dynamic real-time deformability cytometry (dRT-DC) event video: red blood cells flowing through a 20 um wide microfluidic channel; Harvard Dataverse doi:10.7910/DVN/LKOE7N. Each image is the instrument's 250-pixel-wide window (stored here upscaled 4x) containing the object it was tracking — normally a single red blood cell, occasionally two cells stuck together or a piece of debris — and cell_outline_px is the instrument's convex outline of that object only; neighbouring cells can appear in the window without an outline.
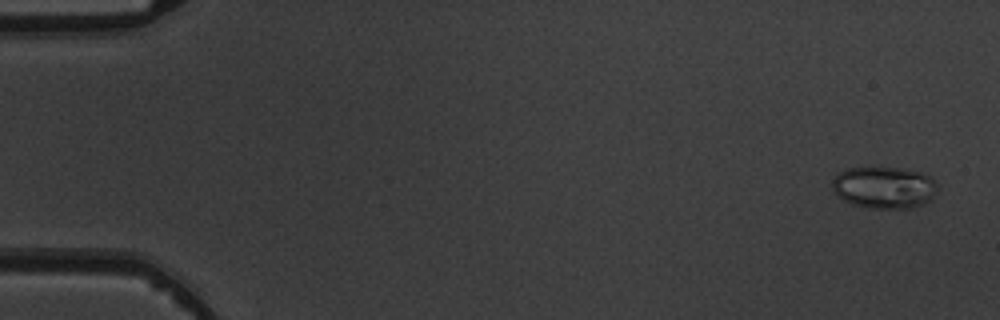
{"species": "common noctule bat (a hibernating species)", "species_latin": "Nyctalus noctula", "temperature_condition": "warm", "stored_images_in_passage": 5, "camera_frame_rate_fps": 3000, "um_per_image_px": 0.085, "animal": {"sex": "male", "body_mass_g": 19.5, "forearm_length_mm": 54.6}, "frame": {"image": 1, "passage_image": 1, "time_ms": 0.0, "image_size_px": [1000, 320], "cell_outline_px": [[936, 192], [932, 200], [924, 204], [912, 208], [868, 208], [852, 204], [844, 200], [832, 188], [832, 180], [840, 172], [848, 168], [900, 168], [920, 172], [932, 176], [936, 184]], "centroid_in_image_um": [75.19, 15.94], "position_along_channel_um": 9.8, "area_um2": 25.66}}
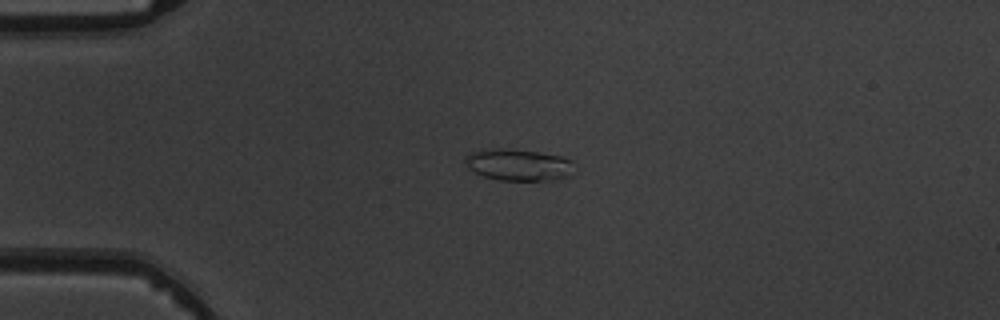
{"frame": {"image": 2, "passage_image": 4, "time_ms": 3.667, "image_size_px": [1000, 320], "cell_outline_px": [[572, 176], [556, 180], [500, 180], [484, 176], [468, 168], [464, 160], [464, 156], [472, 152], [496, 148], [508, 148], [540, 152], [560, 156], [572, 160]], "centroid_in_image_um": [44.09, 14.01], "position_along_channel_um": 40.9, "area_um2": 20.23}}